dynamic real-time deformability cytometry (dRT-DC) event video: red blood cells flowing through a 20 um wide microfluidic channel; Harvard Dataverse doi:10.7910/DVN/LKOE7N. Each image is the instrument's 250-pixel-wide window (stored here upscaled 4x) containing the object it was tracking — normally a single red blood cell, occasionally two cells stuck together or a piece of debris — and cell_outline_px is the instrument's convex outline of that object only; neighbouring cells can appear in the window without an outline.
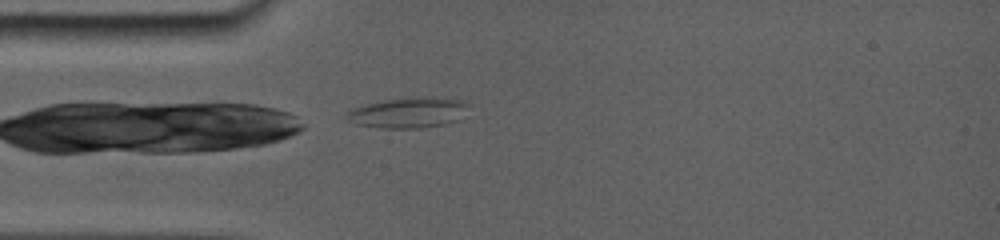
{"species": "common noctule bat (a hibernating species)", "species_latin": "Nyctalus noctula", "temperature_condition": "room temperature", "stored_images_in_passage": 19, "camera_frame_rate_fps": 5000, "um_per_image_px": 0.085, "animal": {"sex": "female", "body_mass_g": 19.0, "forearm_length_mm": 56.7}, "frame": {"image": 1, "passage_image": 1, "time_ms": 0.0, "image_size_px": [1000, 240], "cell_outline_px": [[472, 104], [456, 120], [440, 124], [412, 128], [388, 128], [360, 124], [344, 116], [352, 108], [364, 104], [380, 100], [412, 96], [436, 96], [464, 100]], "centroid_in_image_um": [34.75, 9.51], "position_along_channel_um": 50.2, "area_um2": 21.62}}
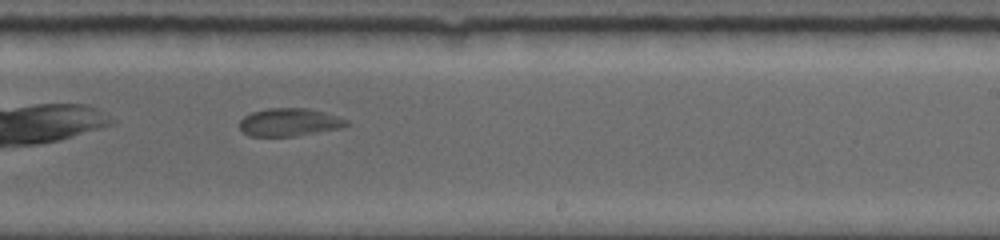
{"frame": {"image": 2, "passage_image": 11, "time_ms": 5.8, "image_size_px": [1000, 240], "cell_outline_px": [[348, 124], [340, 128], [292, 136], [248, 136], [240, 128], [240, 120], [244, 116], [252, 112], [268, 108], [308, 108], [324, 112], [348, 120]], "centroid_in_image_um": [24.56, 10.38], "position_along_channel_um": 264.4, "area_um2": 17.17}}
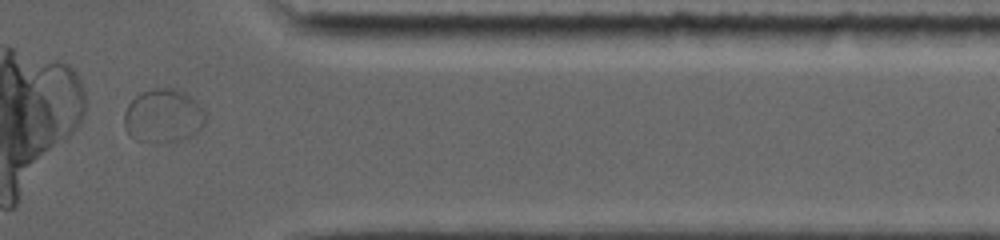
{"frame": {"image": 3, "passage_image": 18, "time_ms": 9.4, "image_size_px": [1000, 240], "cell_outline_px": [[208, 120], [188, 140], [168, 144], [156, 144], [136, 140], [124, 128], [124, 112], [128, 104], [140, 92], [156, 88], [172, 88], [184, 92], [196, 100], [204, 112]], "centroid_in_image_um": [13.89, 9.9], "position_along_channel_um": 397.5, "area_um2": 26.13}}